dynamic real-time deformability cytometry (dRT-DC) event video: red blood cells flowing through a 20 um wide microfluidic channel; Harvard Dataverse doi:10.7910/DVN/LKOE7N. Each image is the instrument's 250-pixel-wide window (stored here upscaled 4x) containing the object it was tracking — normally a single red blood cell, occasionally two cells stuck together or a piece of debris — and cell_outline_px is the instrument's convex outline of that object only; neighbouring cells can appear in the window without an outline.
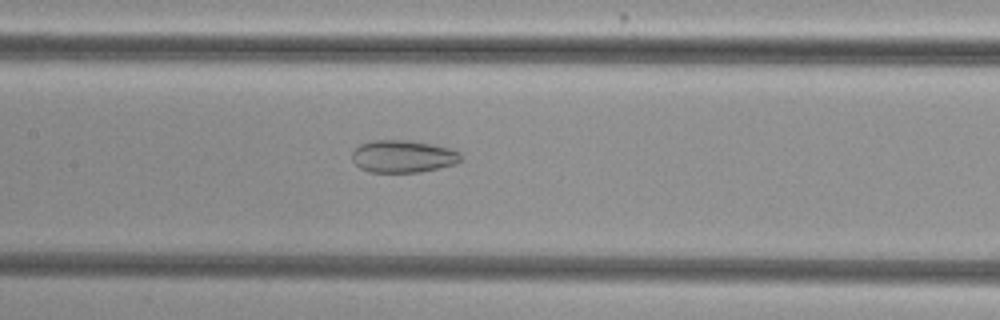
{"species": "common noctule bat (a hibernating species)", "species_latin": "Nyctalus noctula", "temperature_condition": "cold", "stored_images_in_passage": 55, "camera_frame_rate_fps": 3000, "um_per_image_px": 0.085, "animal": {"sex": "female", "body_mass_g": 29.2, "forearm_length_mm": 56.3}, "frame": {"image": 1, "passage_image": 27, "time_ms": 8.667, "image_size_px": [1000, 320], "cell_outline_px": [[464, 160], [456, 164], [440, 168], [420, 172], [368, 172], [360, 168], [352, 160], [352, 152], [360, 144], [368, 140], [408, 140], [432, 144], [452, 148], [460, 152]], "centroid_in_image_um": [34.29, 13.29], "position_along_channel_um": 173.1, "area_um2": 20.92}}
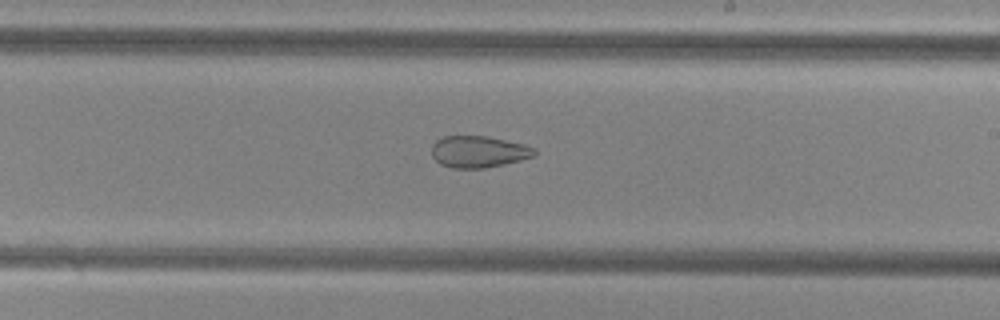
{"frame": {"image": 2, "passage_image": 33, "time_ms": 10.667, "image_size_px": [1000, 320], "cell_outline_px": [[536, 156], [504, 164], [484, 168], [452, 168], [440, 164], [432, 156], [432, 144], [436, 140], [444, 136], [488, 136], [524, 144], [536, 148]], "centroid_in_image_um": [40.69, 12.89], "position_along_channel_um": 248.3, "area_um2": 19.07}}
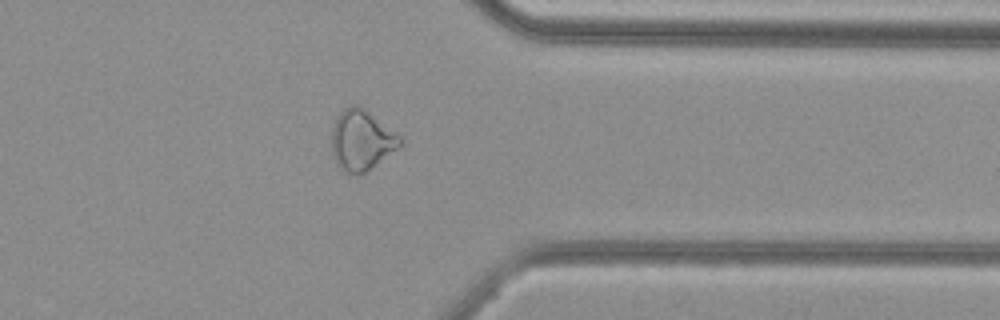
{"frame": {"image": 3, "passage_image": 44, "time_ms": 14.333, "image_size_px": [1000, 320], "cell_outline_px": [[404, 144], [364, 172], [344, 172], [336, 164], [332, 156], [332, 128], [340, 112], [344, 108], [352, 104], [360, 104], [400, 136], [404, 140]], "centroid_in_image_um": [30.73, 11.87], "position_along_channel_um": 380.7, "area_um2": 23.93}, "authors_computed_cell_mechanics": {"area_um2": 26.5302, "velocity_mm_per_s": 3.7744, "shape_relaxation_time_tau1_ms": null, "shape_relaxation_time_tau2_ms": 2.4871, "deformation_change_tau1": null, "deformation_change_tau2": 0.0881}}